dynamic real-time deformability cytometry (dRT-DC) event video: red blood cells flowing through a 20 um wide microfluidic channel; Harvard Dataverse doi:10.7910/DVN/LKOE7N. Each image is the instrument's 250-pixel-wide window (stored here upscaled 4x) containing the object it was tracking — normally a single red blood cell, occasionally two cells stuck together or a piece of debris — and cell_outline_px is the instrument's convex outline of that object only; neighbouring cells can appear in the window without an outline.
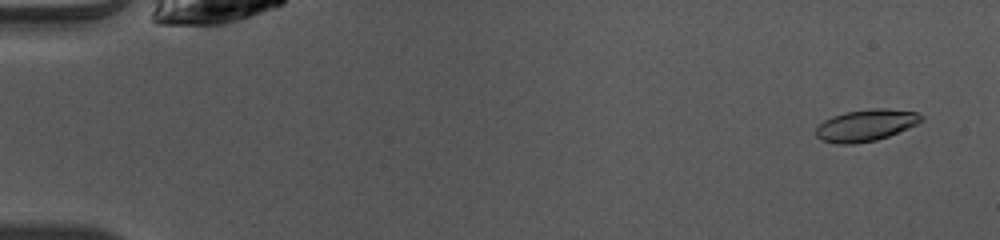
{"species": "common noctule bat (a hibernating species)", "species_latin": "Nyctalus noctula", "temperature_condition": "warm", "stored_images_in_passage": 49, "camera_frame_rate_fps": 3000, "um_per_image_px": 0.085, "animal": {"sex": "female", "body_mass_g": 10.0, "forearm_length_mm": 53.1}, "frame": {"image": 1, "passage_image": 2, "time_ms": 0.333, "image_size_px": [1000, 240], "cell_outline_px": [[924, 120], [908, 128], [888, 136], [876, 140], [852, 144], [836, 144], [820, 140], [816, 136], [816, 128], [824, 120], [832, 116], [844, 112], [872, 108], [888, 108], [916, 112], [924, 116]], "centroid_in_image_um": [73.59, 10.64], "position_along_channel_um": 11.4, "area_um2": 19.59}}
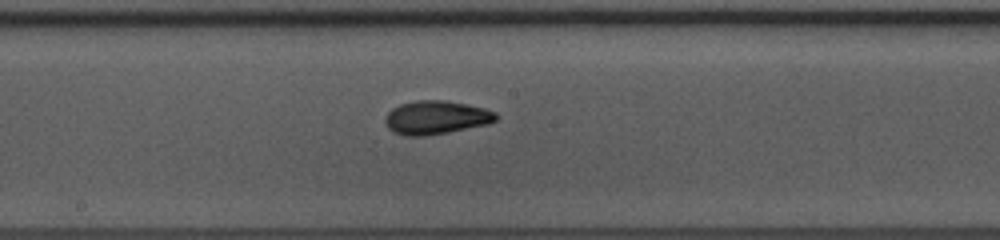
{"frame": {"image": 2, "passage_image": 26, "time_ms": 8.333, "image_size_px": [1000, 240], "cell_outline_px": [[496, 120], [488, 124], [448, 132], [424, 136], [404, 136], [392, 132], [388, 128], [384, 120], [388, 112], [392, 108], [400, 104], [416, 100], [444, 100], [484, 108], [496, 112]], "centroid_in_image_um": [37.02, 9.99], "position_along_channel_um": 211.2, "area_um2": 21.62}}
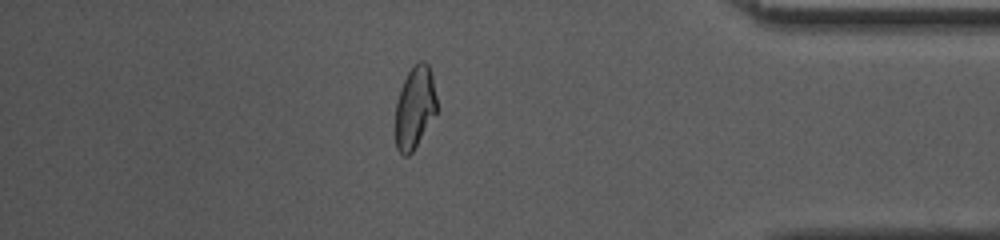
{"frame": {"image": 3, "passage_image": 42, "time_ms": 13.667, "image_size_px": [1000, 240], "cell_outline_px": [[440, 108], [412, 152], [408, 156], [404, 156], [396, 148], [396, 100], [400, 88], [408, 72], [420, 60], [424, 60], [428, 64], [432, 76]], "centroid_in_image_um": [35.29, 9.13], "position_along_channel_um": 399.9, "area_um2": 20.11}, "authors_computed_cell_mechanics": {"area_um2": 20.4612, "velocity_mm_per_s": 4.0666, "shape_relaxation_time_tau1_ms": 2.8341, "shape_relaxation_time_tau2_ms": 1.7979, "deformation_change_tau1": 0.1744, "deformation_change_tau2": 0.072}}